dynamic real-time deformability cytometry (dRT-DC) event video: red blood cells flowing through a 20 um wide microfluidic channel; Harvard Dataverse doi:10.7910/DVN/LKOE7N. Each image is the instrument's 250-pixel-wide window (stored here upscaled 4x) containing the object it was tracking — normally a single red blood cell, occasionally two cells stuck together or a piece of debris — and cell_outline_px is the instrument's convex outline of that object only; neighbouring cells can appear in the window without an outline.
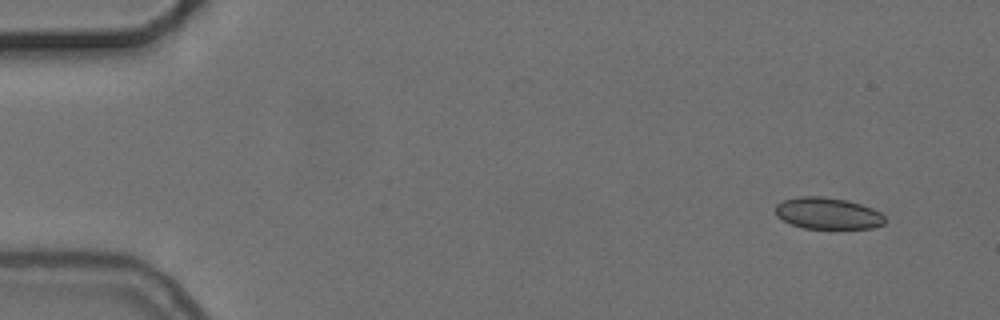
{"species": "common noctule bat (a hibernating species)", "species_latin": "Nyctalus noctula", "temperature_condition": "cold", "stored_images_in_passage": 5, "camera_frame_rate_fps": 3000, "um_per_image_px": 0.085, "animal": {"sex": "female", "body_mass_g": 24.6, "forearm_length_mm": 56.2}, "frame": {"image": 1, "passage_image": 1, "time_ms": 0.0, "image_size_px": [1000, 320], "cell_outline_px": [[888, 220], [884, 224], [872, 228], [804, 228], [792, 224], [776, 216], [776, 204], [784, 200], [800, 196], [824, 196], [848, 200], [872, 208], [880, 212]], "centroid_in_image_um": [70.39, 18.13], "position_along_channel_um": 14.6, "area_um2": 20.17}}